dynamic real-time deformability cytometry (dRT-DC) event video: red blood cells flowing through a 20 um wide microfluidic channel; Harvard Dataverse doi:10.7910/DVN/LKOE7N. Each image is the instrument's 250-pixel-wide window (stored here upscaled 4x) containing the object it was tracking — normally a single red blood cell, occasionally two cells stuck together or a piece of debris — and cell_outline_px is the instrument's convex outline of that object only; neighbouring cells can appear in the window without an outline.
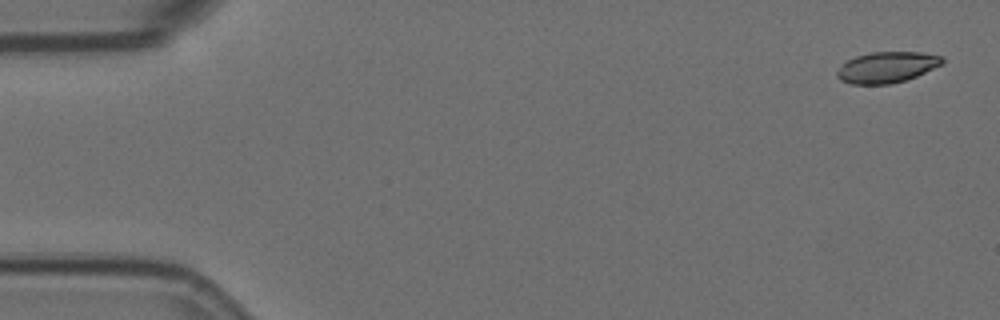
{"species": "Egyptian fruit bat (a non-hibernating species)", "species_latin": "Rousettus aegyptiacus", "temperature_condition": "room temperature", "stored_images_in_passage": 4, "camera_frame_rate_fps": 3000, "um_per_image_px": 0.085, "animal": {"sex": "female"}, "frame": {"image": 1, "passage_image": 1, "time_ms": 0.0, "image_size_px": [1000, 320], "cell_outline_px": [[944, 64], [916, 76], [892, 84], [852, 84], [840, 80], [836, 76], [836, 72], [844, 60], [856, 56], [872, 52], [920, 52], [944, 56]], "centroid_in_image_um": [75.38, 5.71], "position_along_channel_um": 9.6, "area_um2": 19.19}}
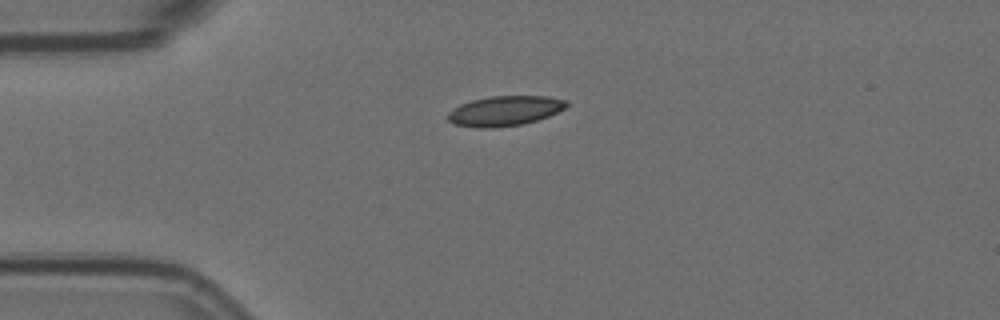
{"frame": {"image": 2, "passage_image": 3, "time_ms": 0.667, "image_size_px": [1000, 320], "cell_outline_px": [[568, 104], [564, 108], [548, 116], [524, 124], [492, 128], [480, 128], [452, 124], [448, 120], [448, 112], [452, 108], [460, 104], [472, 100], [492, 96], [548, 96], [564, 100]], "centroid_in_image_um": [42.85, 9.43], "position_along_channel_um": 42.1, "area_um2": 20.63}}